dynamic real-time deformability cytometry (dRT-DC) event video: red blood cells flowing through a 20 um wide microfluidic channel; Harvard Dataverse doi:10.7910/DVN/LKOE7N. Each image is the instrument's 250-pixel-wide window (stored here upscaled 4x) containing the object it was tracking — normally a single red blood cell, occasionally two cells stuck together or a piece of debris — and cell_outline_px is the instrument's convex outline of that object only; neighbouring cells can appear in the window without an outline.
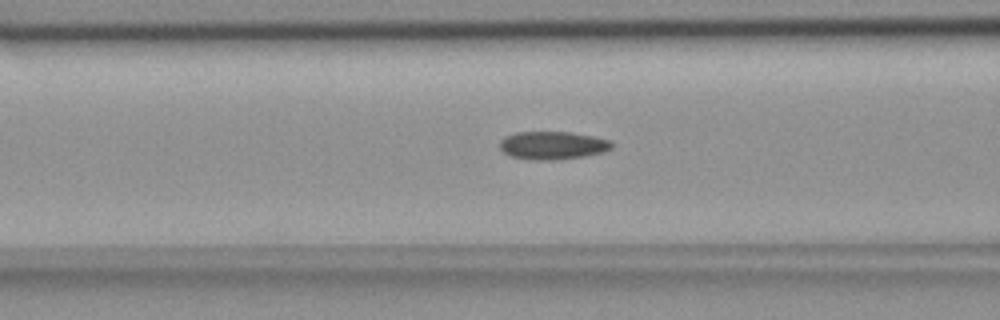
{"species": "common noctule bat (a hibernating species)", "species_latin": "Nyctalus noctula", "temperature_condition": "room temperature", "stored_images_in_passage": 52, "camera_frame_rate_fps": 3000, "um_per_image_px": 0.085, "animal": {"sex": "female", "body_mass_g": 18.4}, "frame": {"image": 1, "passage_image": 22, "time_ms": 7.0, "image_size_px": [1000, 320], "cell_outline_px": [[612, 148], [604, 152], [584, 156], [552, 160], [532, 160], [512, 156], [504, 152], [500, 148], [500, 140], [504, 136], [516, 132], [572, 132], [612, 140]], "centroid_in_image_um": [46.98, 12.35], "position_along_channel_um": 119.6, "area_um2": 18.32}}
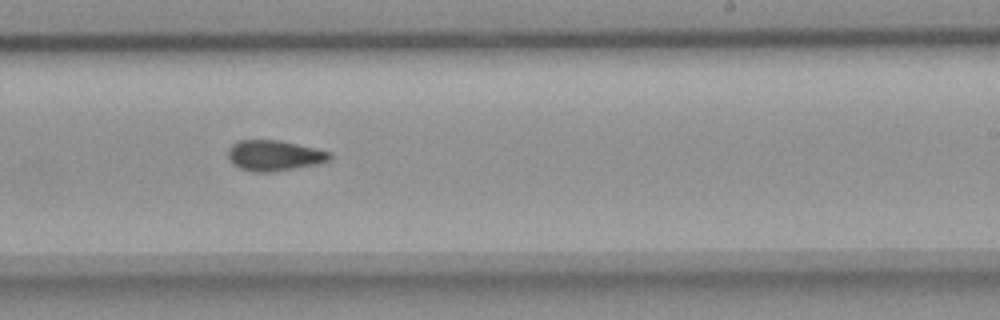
{"frame": {"image": 2, "passage_image": 34, "time_ms": 11.0, "image_size_px": [1000, 320], "cell_outline_px": [[332, 160], [324, 164], [276, 172], [252, 172], [240, 168], [232, 164], [228, 160], [228, 148], [236, 140], [276, 140], [296, 144], [332, 152]], "centroid_in_image_um": [23.35, 13.24], "position_along_channel_um": 265.7, "area_um2": 18.67}}
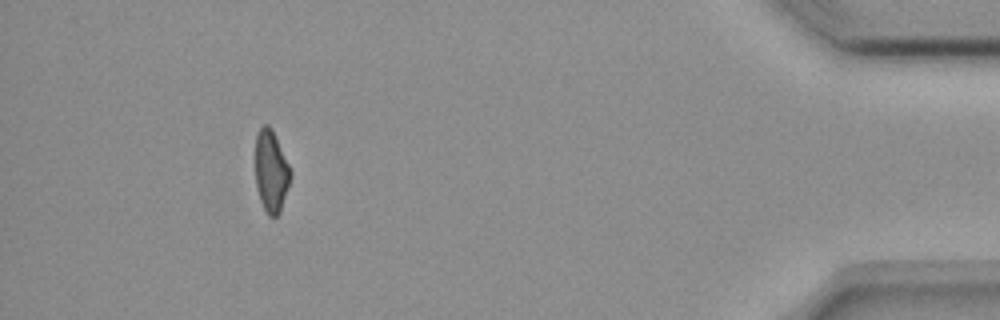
{"frame": {"image": 3, "passage_image": 51, "time_ms": 16.667, "image_size_px": [1000, 320], "cell_outline_px": [[292, 172], [280, 212], [276, 216], [268, 216], [260, 200], [256, 188], [256, 136], [260, 128], [264, 124], [268, 124], [272, 128]], "centroid_in_image_um": [23.04, 14.55], "position_along_channel_um": 412.2, "area_um2": 16.59}}